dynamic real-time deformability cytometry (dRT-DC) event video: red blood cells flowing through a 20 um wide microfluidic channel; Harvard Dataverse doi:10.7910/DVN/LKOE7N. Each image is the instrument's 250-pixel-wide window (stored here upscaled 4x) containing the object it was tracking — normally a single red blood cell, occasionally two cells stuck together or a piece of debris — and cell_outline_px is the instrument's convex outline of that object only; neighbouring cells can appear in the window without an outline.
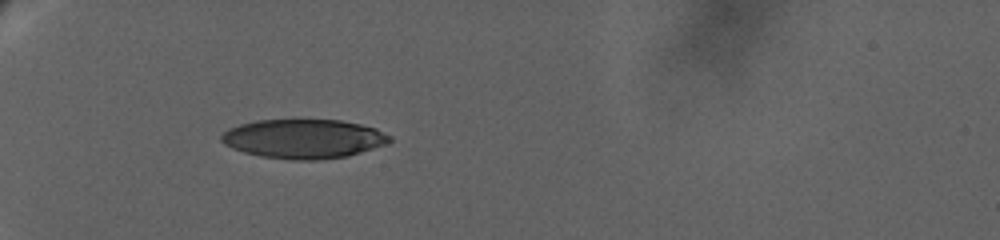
{"species": "human", "species_latin": "Homo sapiens", "temperature_condition": "warm", "stored_images_in_passage": 16, "camera_frame_rate_fps": 3000, "um_per_image_px": 0.085, "donor": {"sex": "female"}, "frame": {"image": 1, "passage_image": 1, "time_ms": 0.0, "image_size_px": [1000, 240], "cell_outline_px": [[392, 140], [388, 144], [348, 156], [316, 160], [292, 160], [260, 156], [244, 152], [232, 148], [224, 144], [220, 140], [220, 136], [228, 128], [240, 124], [256, 120], [300, 116], [340, 120], [360, 124], [376, 128], [392, 136]], "centroid_in_image_um": [25.81, 11.75], "position_along_channel_um": 59.2, "area_um2": 39.88}}
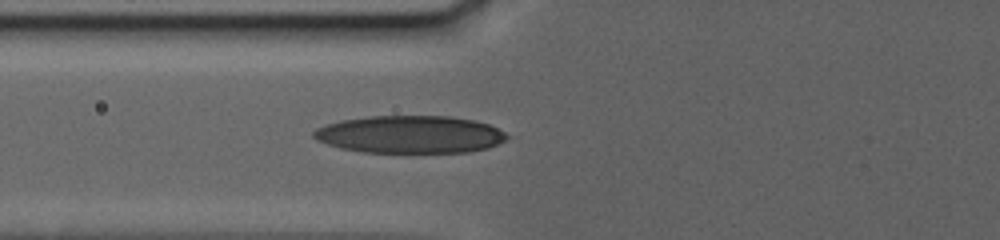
{"frame": {"image": 2, "passage_image": 13, "time_ms": 2.0, "image_size_px": [1000, 240], "cell_outline_px": [[516, 136], [488, 148], [468, 152], [364, 152], [340, 148], [316, 140], [312, 136], [312, 132], [316, 128], [340, 120], [368, 116], [452, 116], [476, 120], [488, 124]], "centroid_in_image_um": [34.91, 11.42], "position_along_channel_um": 90.9, "area_um2": 42.71}}